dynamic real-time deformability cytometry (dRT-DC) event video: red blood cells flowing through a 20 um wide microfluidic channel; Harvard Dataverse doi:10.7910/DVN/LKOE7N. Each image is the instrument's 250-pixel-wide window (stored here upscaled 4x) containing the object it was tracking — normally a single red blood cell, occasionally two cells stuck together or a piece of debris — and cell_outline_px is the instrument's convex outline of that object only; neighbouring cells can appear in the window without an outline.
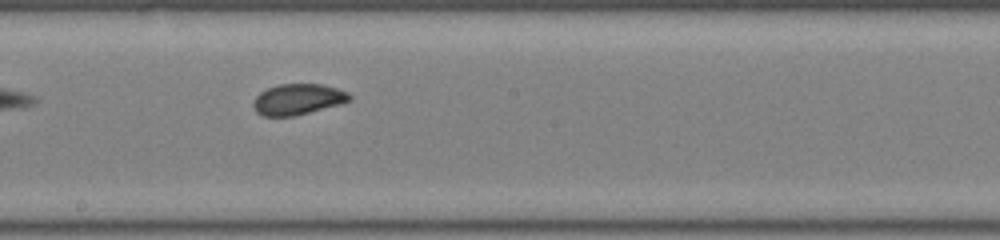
{"species": "common noctule bat (a hibernating species)", "species_latin": "Nyctalus noctula", "temperature_condition": "room temperature", "stored_images_in_passage": 21, "camera_frame_rate_fps": 3000, "um_per_image_px": 0.085, "animal": {"sex": "male", "body_mass_g": 19.0, "forearm_length_mm": 50.8}, "frame": {"image": 1, "passage_image": 12, "time_ms": 3.667, "image_size_px": [1000, 240], "cell_outline_px": [[352, 100], [308, 112], [292, 116], [264, 116], [256, 112], [252, 104], [256, 96], [260, 92], [268, 88], [280, 84], [320, 84], [336, 88], [348, 92], [352, 96]], "centroid_in_image_um": [25.3, 8.43], "position_along_channel_um": 222.9, "area_um2": 17.05}}